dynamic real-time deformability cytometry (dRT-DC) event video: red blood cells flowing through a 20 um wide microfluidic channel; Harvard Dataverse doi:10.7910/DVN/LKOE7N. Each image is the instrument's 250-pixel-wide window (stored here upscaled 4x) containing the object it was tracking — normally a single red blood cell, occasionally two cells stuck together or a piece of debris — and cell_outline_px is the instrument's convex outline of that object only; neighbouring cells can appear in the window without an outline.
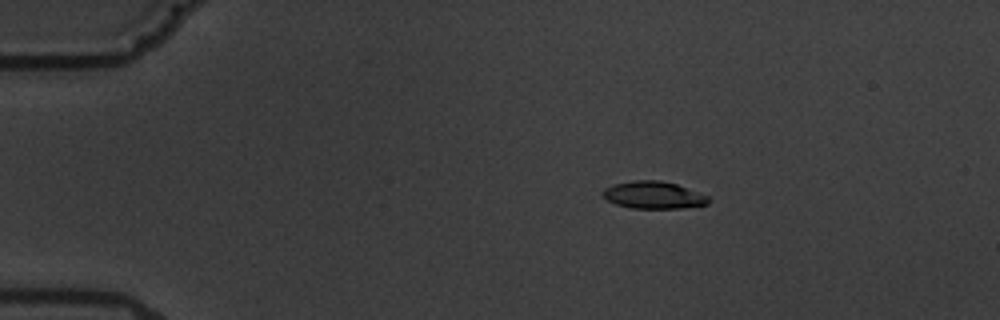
{"species": "common noctule bat (a hibernating species)", "species_latin": "Nyctalus noctula", "temperature_condition": "warm", "stored_images_in_passage": 4, "camera_frame_rate_fps": 3000, "um_per_image_px": 0.085, "animal": {"sex": "male", "body_mass_g": 19.5, "forearm_length_mm": 54.6}, "frame": {"image": 1, "passage_image": 3, "time_ms": 3.0, "image_size_px": [1000, 320], "cell_outline_px": [[708, 204], [680, 208], [632, 208], [616, 204], [608, 200], [600, 192], [604, 188], [616, 184], [636, 180], [660, 180], [676, 184], [708, 196]], "centroid_in_image_um": [55.53, 16.58], "position_along_channel_um": 29.5, "area_um2": 16.53}}